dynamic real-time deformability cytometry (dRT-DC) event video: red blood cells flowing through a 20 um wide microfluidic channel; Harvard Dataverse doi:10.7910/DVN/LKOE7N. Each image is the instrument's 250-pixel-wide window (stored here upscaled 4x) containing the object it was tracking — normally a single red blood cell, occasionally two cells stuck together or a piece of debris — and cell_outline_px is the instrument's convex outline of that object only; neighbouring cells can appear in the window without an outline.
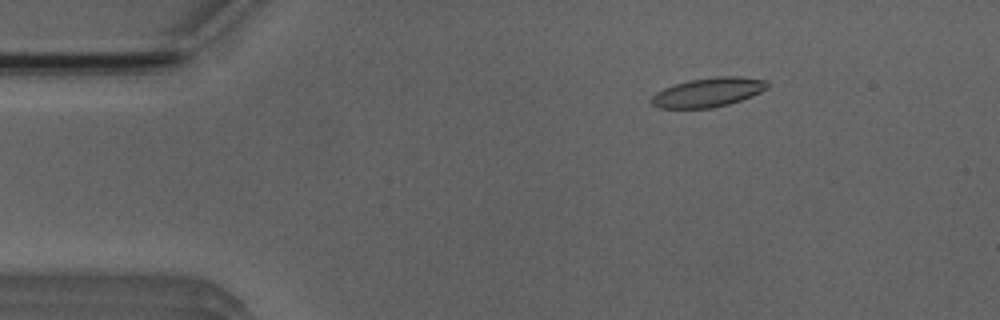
{"species": "Egyptian fruit bat (a non-hibernating species)", "species_latin": "Rousettus aegyptiacus", "temperature_condition": "room temperature", "stored_images_in_passage": 52, "camera_frame_rate_fps": 3000, "um_per_image_px": 0.085, "animal": {"sex": "male"}, "frame": {"image": 1, "passage_image": 8, "time_ms": 2.333, "image_size_px": [1000, 320], "cell_outline_px": [[768, 88], [752, 96], [728, 104], [712, 108], [660, 108], [652, 104], [648, 100], [656, 92], [664, 88], [688, 80], [716, 76], [740, 76], [768, 80]], "centroid_in_image_um": [60.19, 7.84], "position_along_channel_um": 24.8, "area_um2": 19.83}}
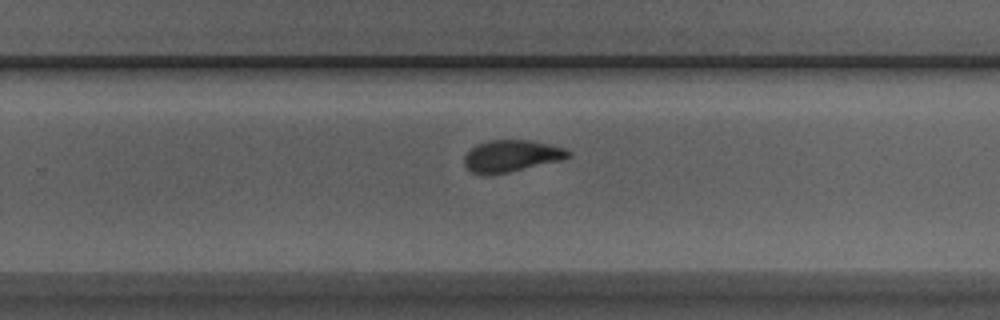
{"frame": {"image": 2, "passage_image": 33, "time_ms": 10.667, "image_size_px": [1000, 320], "cell_outline_px": [[572, 156], [564, 160], [508, 172], [472, 172], [464, 164], [464, 156], [476, 144], [488, 140], [532, 140], [564, 148], [572, 152]], "centroid_in_image_um": [43.55, 13.22], "position_along_channel_um": 286.3, "area_um2": 18.96}}
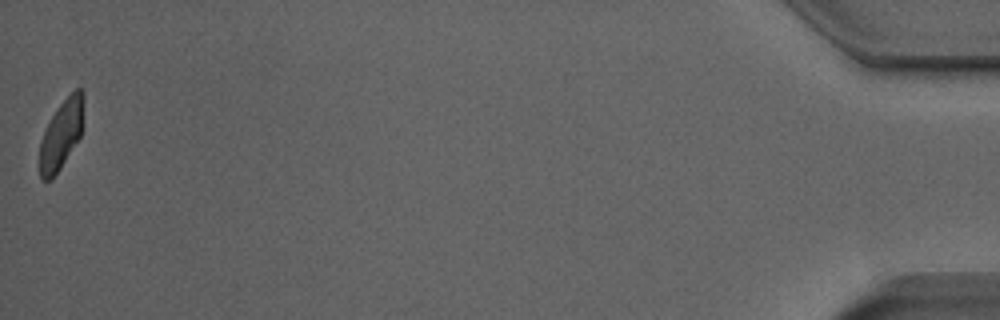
{"frame": {"image": 3, "passage_image": 52, "time_ms": 17.0, "image_size_px": [1000, 320], "cell_outline_px": [[84, 100], [80, 136], [60, 168], [52, 180], [40, 180], [40, 140], [56, 108], [76, 88], [80, 88], [84, 92]], "centroid_in_image_um": [5.2, 11.43], "position_along_channel_um": 430.0, "area_um2": 17.4}, "authors_computed_cell_mechanics": {"area_um2": 19.7387, "velocity_mm_per_s": 3.9185, "shape_relaxation_time_tau1_ms": 3.7252, "shape_relaxation_time_tau2_ms": 1.5422, "deformation_change_tau1": 0.1613, "deformation_change_tau2": 0.0892}}